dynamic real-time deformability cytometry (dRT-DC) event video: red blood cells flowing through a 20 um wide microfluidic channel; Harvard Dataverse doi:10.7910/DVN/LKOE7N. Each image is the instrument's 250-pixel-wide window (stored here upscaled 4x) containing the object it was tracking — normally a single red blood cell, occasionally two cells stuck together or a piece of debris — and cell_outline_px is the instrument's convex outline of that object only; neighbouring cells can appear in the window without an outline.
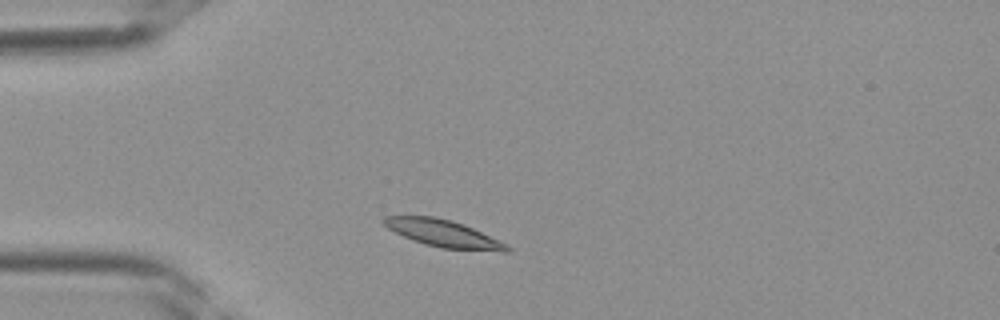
{"species": "Egyptian fruit bat (a non-hibernating species)", "species_latin": "Rousettus aegyptiacus", "temperature_condition": "room temperature", "stored_images_in_passage": 30, "camera_frame_rate_fps": 3000, "um_per_image_px": 0.085, "frame": {"image": 1, "passage_image": 1, "time_ms": 0.0, "image_size_px": [1000, 320], "cell_outline_px": [[512, 248], [508, 252], [500, 252], [440, 248], [424, 244], [412, 240], [388, 228], [380, 220], [384, 216], [436, 216], [452, 220], [464, 224], [500, 240], [508, 244]], "centroid_in_image_um": [37.74, 19.85], "position_along_channel_um": 47.3, "area_um2": 19.77}}
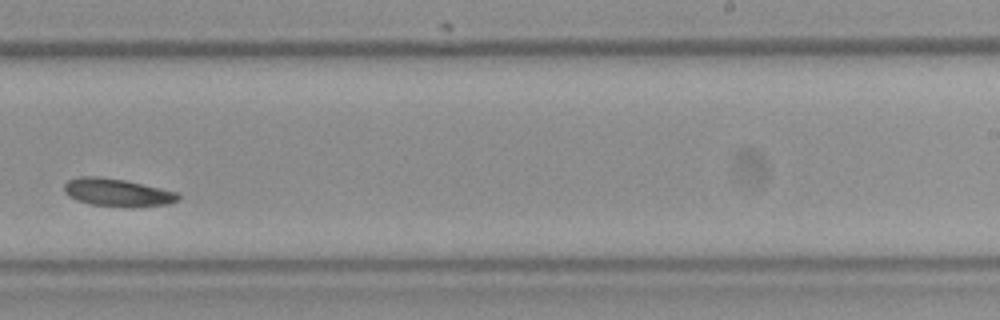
{"frame": {"image": 2, "passage_image": 16, "time_ms": 5.0, "image_size_px": [1000, 320], "cell_outline_px": [[180, 200], [168, 204], [92, 204], [76, 200], [68, 196], [64, 192], [64, 184], [68, 180], [80, 176], [100, 176], [124, 180], [160, 188], [176, 192], [180, 196]], "centroid_in_image_um": [9.9, 16.3], "position_along_channel_um": 279.1, "area_um2": 17.51}}
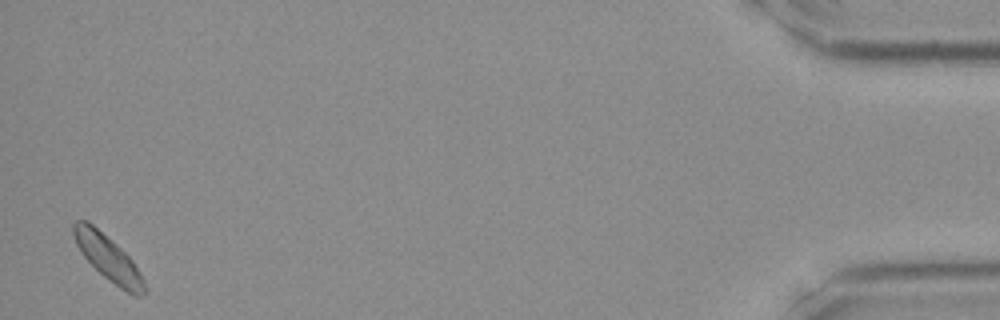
{"frame": {"image": 3, "passage_image": 30, "time_ms": 9.667, "image_size_px": [1000, 320], "cell_outline_px": [[148, 292], [144, 296], [136, 296], [120, 288], [108, 280], [80, 252], [76, 244], [72, 232], [72, 224], [76, 220], [88, 220], [116, 244], [132, 260], [140, 272], [148, 288]], "centroid_in_image_um": [9.22, 21.94], "position_along_channel_um": 426.0, "area_um2": 18.73}}